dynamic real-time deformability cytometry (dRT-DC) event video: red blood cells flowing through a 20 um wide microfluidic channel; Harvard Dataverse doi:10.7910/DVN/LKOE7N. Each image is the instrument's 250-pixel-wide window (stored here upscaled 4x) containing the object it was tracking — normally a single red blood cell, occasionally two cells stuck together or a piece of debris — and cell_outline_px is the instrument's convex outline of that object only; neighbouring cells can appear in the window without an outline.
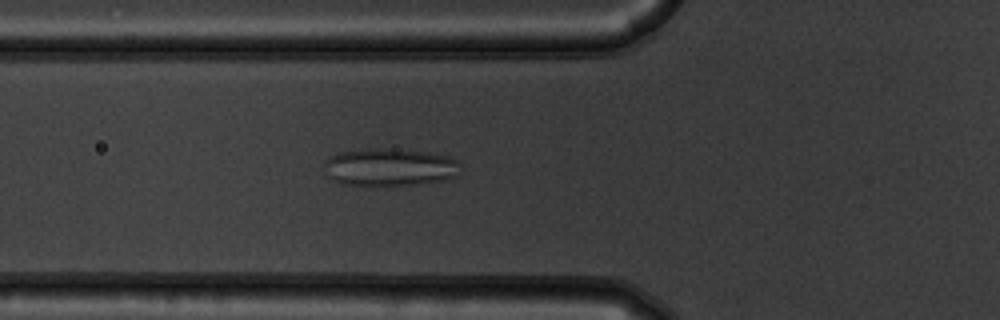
{"species": "common noctule bat (a hibernating species)", "species_latin": "Nyctalus noctula", "temperature_condition": "warm", "stored_images_in_passage": 40, "camera_frame_rate_fps": 3000, "um_per_image_px": 0.085, "animal": {"sex": "male", "body_mass_g": 19.5, "forearm_length_mm": 54.6}, "frame": {"image": 1, "passage_image": 6, "time_ms": 1.667, "image_size_px": [1000, 320], "cell_outline_px": [[460, 176], [448, 180], [416, 184], [372, 188], [340, 184], [332, 180], [328, 176], [324, 164], [324, 160], [328, 156], [340, 152], [368, 148], [392, 148], [428, 152], [448, 156], [456, 160], [460, 164]], "centroid_in_image_um": [33.12, 14.24], "position_along_channel_um": 92.7, "area_um2": 31.21}}
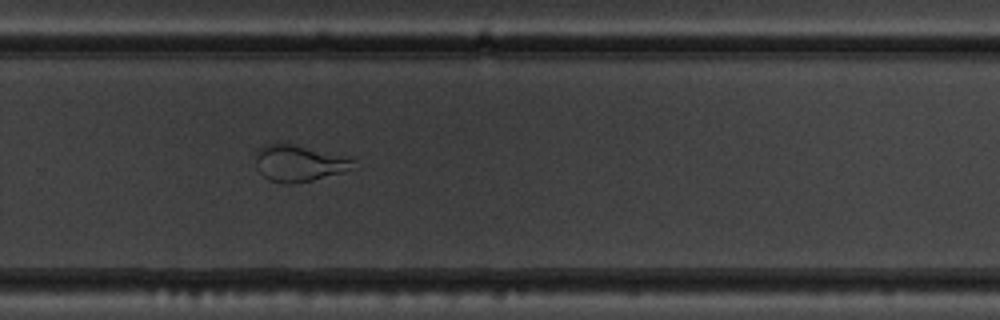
{"frame": {"image": 2, "passage_image": 23, "time_ms": 7.333, "image_size_px": [1000, 320], "cell_outline_px": [[352, 160], [348, 168], [344, 172], [312, 180], [292, 184], [284, 184], [268, 180], [260, 172], [256, 164], [256, 152], [264, 144], [292, 144]], "centroid_in_image_um": [25.27, 13.91], "position_along_channel_um": 304.5, "area_um2": 19.77}}
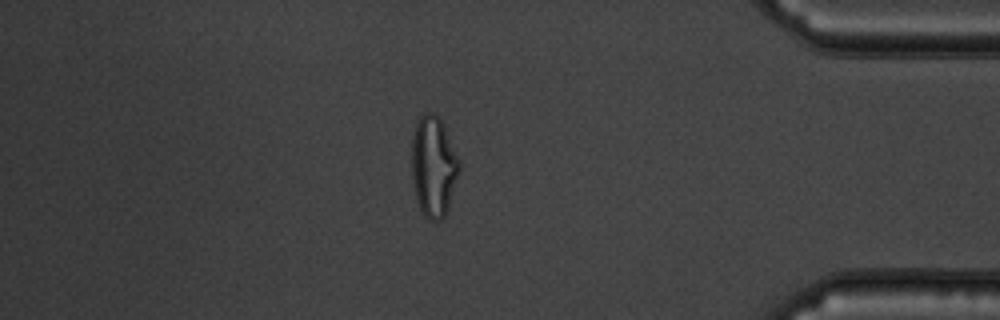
{"frame": {"image": 3, "passage_image": 33, "time_ms": 10.667, "image_size_px": [1000, 320], "cell_outline_px": [[460, 172], [448, 208], [444, 216], [440, 220], [428, 220], [424, 216], [420, 208], [416, 196], [412, 180], [412, 140], [416, 120], [424, 112], [432, 112], [444, 124], [460, 160]], "centroid_in_image_um": [36.86, 14.13], "position_along_channel_um": 398.3, "area_um2": 28.09}, "authors_computed_cell_mechanics": {"area_um2": 27.3105, "velocity_mm_per_s": 3.7374, "shape_relaxation_time_tau1_ms": null, "shape_relaxation_time_tau2_ms": 1.032, "deformation_change_tau1": null, "deformation_change_tau2": 0.0896}}